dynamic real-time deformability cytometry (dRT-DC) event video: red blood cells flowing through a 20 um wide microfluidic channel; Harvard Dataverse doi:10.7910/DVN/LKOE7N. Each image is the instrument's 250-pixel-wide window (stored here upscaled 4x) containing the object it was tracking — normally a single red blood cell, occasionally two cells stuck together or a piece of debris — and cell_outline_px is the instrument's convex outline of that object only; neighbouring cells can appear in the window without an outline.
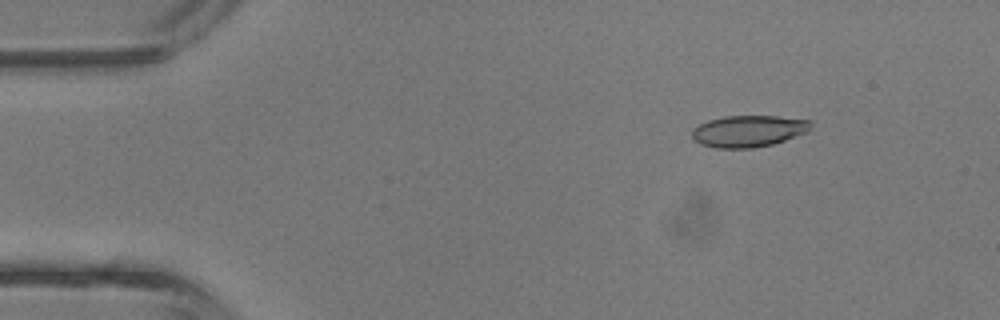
{"species": "common noctule bat (a hibernating species)", "species_latin": "Nyctalus noctula", "temperature_condition": "room temperature", "stored_images_in_passage": 3, "camera_frame_rate_fps": 3000, "um_per_image_px": 0.085, "animal": {"sex": "male", "body_mass_g": 13.3}, "frame": {"image": 1, "passage_image": 1, "time_ms": 0.0, "image_size_px": [1000, 320], "cell_outline_px": [[812, 124], [808, 132], [772, 144], [752, 148], [716, 148], [700, 144], [692, 136], [692, 128], [708, 120], [724, 116], [776, 116], [812, 120]], "centroid_in_image_um": [63.63, 11.14], "position_along_channel_um": 21.4, "area_um2": 21.91}}
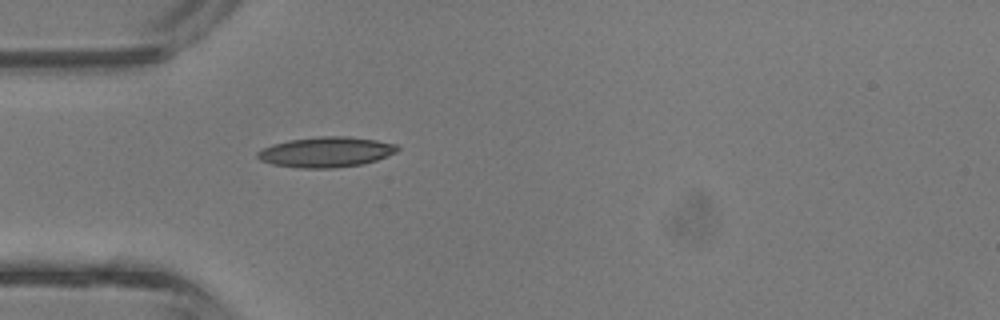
{"frame": {"image": 2, "passage_image": 3, "time_ms": 0.667, "image_size_px": [1000, 320], "cell_outline_px": [[400, 148], [396, 152], [376, 160], [360, 164], [332, 168], [300, 168], [272, 164], [260, 160], [256, 156], [256, 152], [272, 144], [288, 140], [320, 136], [348, 136], [376, 140], [396, 144]], "centroid_in_image_um": [27.69, 12.91], "position_along_channel_um": 57.3, "area_um2": 24.62}}